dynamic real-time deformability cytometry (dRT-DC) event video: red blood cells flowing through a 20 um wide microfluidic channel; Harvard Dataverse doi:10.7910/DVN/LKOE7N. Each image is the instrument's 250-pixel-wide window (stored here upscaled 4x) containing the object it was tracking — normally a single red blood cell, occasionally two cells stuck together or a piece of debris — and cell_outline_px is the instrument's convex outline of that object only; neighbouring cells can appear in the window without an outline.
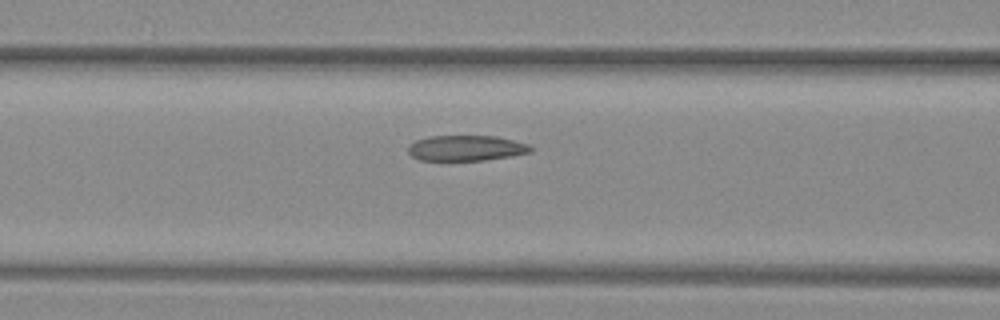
{"species": "common noctule bat (a hibernating species)", "species_latin": "Nyctalus noctula", "temperature_condition": "warm", "stored_images_in_passage": 9, "camera_frame_rate_fps": 3000, "um_per_image_px": 0.085, "animal": {"sex": "female", "body_mass_g": 29.2, "forearm_length_mm": 56.3}, "frame": {"image": 1, "passage_image": 7, "time_ms": 2.0, "image_size_px": [1000, 320], "cell_outline_px": [[532, 152], [512, 156], [484, 160], [420, 160], [412, 156], [408, 152], [408, 148], [416, 140], [428, 136], [496, 136], [528, 144], [532, 148]], "centroid_in_image_um": [39.63, 12.59], "position_along_channel_um": 127.0, "area_um2": 18.09}}